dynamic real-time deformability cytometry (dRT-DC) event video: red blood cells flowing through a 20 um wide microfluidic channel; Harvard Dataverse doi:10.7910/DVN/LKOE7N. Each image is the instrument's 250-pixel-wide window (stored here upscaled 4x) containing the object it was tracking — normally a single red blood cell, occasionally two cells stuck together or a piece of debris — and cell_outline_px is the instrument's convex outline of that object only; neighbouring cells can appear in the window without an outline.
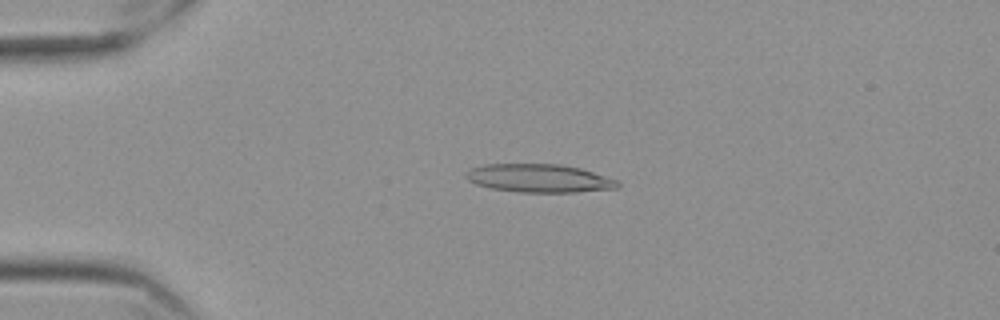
{"species": "Egyptian fruit bat (a non-hibernating species)", "species_latin": "Rousettus aegyptiacus", "temperature_condition": "cold", "stored_images_in_passage": 57, "camera_frame_rate_fps": 3000, "um_per_image_px": 0.085, "frame": {"image": 1, "passage_image": 13, "time_ms": 4.0, "image_size_px": [1000, 320], "cell_outline_px": [[620, 184], [616, 188], [576, 192], [520, 192], [492, 188], [476, 184], [468, 180], [464, 176], [472, 168], [484, 164], [556, 164], [580, 168], [616, 180]], "centroid_in_image_um": [45.8, 15.15], "position_along_channel_um": 39.2, "area_um2": 24.62}}
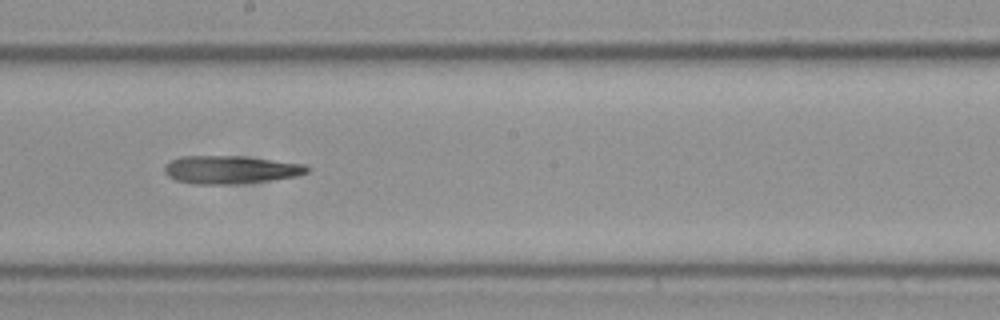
{"frame": {"image": 2, "passage_image": 32, "time_ms": 10.333, "image_size_px": [1000, 320], "cell_outline_px": [[308, 172], [296, 176], [268, 180], [232, 184], [196, 184], [176, 180], [168, 176], [164, 172], [164, 164], [180, 156], [244, 156], [304, 164], [308, 168]], "centroid_in_image_um": [19.54, 14.41], "position_along_channel_um": 228.7, "area_um2": 23.12}}
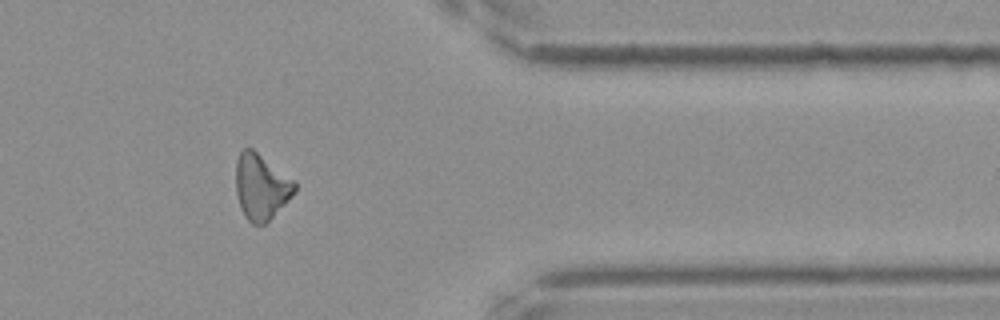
{"frame": {"image": 3, "passage_image": 47, "time_ms": 15.333, "image_size_px": [1000, 320], "cell_outline_px": [[296, 188], [292, 196], [264, 224], [252, 224], [244, 216], [240, 208], [236, 192], [236, 160], [240, 152], [244, 148], [252, 148], [296, 180]], "centroid_in_image_um": [22.19, 15.85], "position_along_channel_um": 389.2, "area_um2": 22.54}, "authors_computed_cell_mechanics": {"area_um2": 23.12, "velocity_mm_per_s": 3.5308, "shape_relaxation_time_tau1_ms": null, "shape_relaxation_time_tau2_ms": 2.9138, "deformation_change_tau1": null, "deformation_change_tau2": 0.147}}